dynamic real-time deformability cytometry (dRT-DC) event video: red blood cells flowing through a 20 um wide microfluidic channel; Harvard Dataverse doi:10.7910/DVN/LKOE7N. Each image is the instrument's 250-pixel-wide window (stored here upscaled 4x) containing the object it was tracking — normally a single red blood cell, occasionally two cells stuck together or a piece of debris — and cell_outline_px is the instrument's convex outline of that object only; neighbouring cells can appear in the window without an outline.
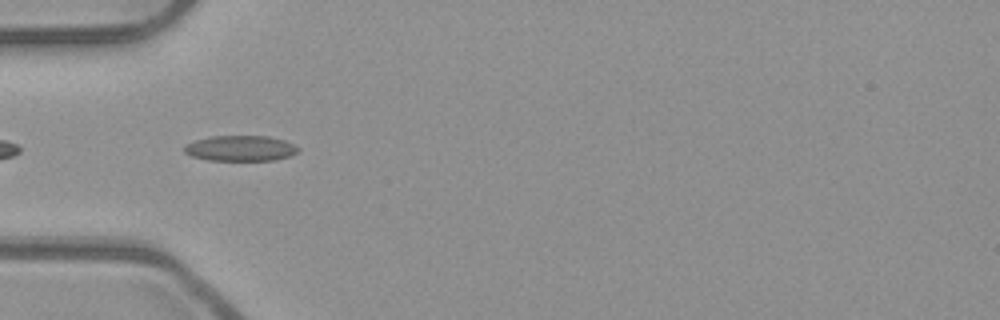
{"species": "common noctule bat (a hibernating species)", "species_latin": "Nyctalus noctula", "temperature_condition": "room temperature", "stored_images_in_passage": 37, "camera_frame_rate_fps": 3000, "um_per_image_px": 0.085, "animal": {"sex": "male", "body_mass_g": 23.1, "forearm_length_mm": 52.7}, "frame": {"image": 1, "passage_image": 2, "time_ms": 0.333, "image_size_px": [1000, 320], "cell_outline_px": [[300, 148], [296, 152], [288, 156], [276, 160], [208, 160], [192, 156], [184, 152], [184, 144], [196, 140], [212, 136], [268, 136], [284, 140]], "centroid_in_image_um": [20.41, 12.6], "position_along_channel_um": 64.6, "area_um2": 16.82}}
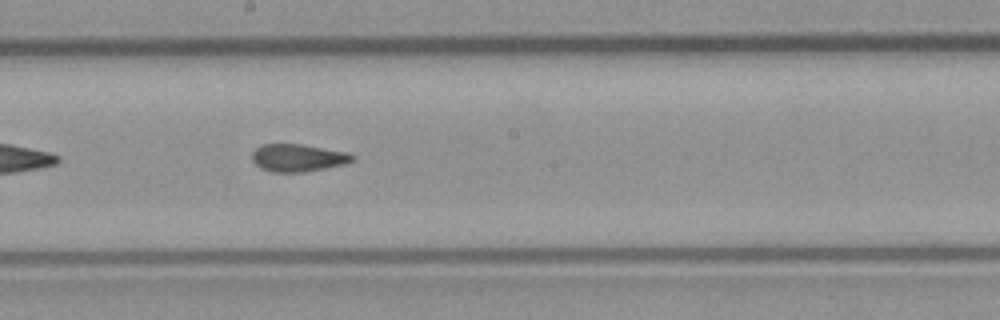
{"frame": {"image": 2, "passage_image": 14, "time_ms": 4.333, "image_size_px": [1000, 320], "cell_outline_px": [[356, 160], [348, 164], [304, 172], [272, 172], [260, 168], [252, 160], [252, 152], [260, 144], [300, 144], [348, 152], [356, 156]], "centroid_in_image_um": [25.37, 13.42], "position_along_channel_um": 222.8, "area_um2": 16.36}}
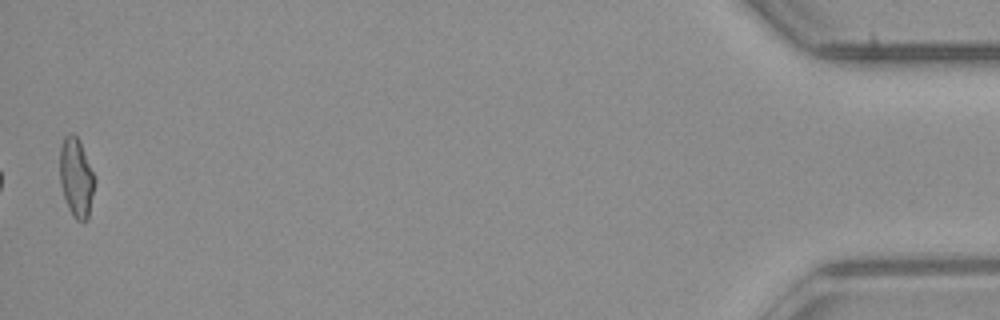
{"frame": {"image": 3, "passage_image": 37, "time_ms": 12.0, "image_size_px": [1000, 320], "cell_outline_px": [[96, 180], [88, 220], [76, 220], [72, 216], [68, 208], [60, 184], [60, 148], [64, 136], [72, 132], [76, 136], [96, 176]], "centroid_in_image_um": [6.49, 15.12], "position_along_channel_um": 428.7, "area_um2": 16.13}, "authors_computed_cell_mechanics": {"area_um2": 16.184, "velocity_mm_per_s": 3.9592, "shape_relaxation_time_tau1_ms": null, "shape_relaxation_time_tau2_ms": 1.7736, "deformation_change_tau1": null, "deformation_change_tau2": 0.0697}}